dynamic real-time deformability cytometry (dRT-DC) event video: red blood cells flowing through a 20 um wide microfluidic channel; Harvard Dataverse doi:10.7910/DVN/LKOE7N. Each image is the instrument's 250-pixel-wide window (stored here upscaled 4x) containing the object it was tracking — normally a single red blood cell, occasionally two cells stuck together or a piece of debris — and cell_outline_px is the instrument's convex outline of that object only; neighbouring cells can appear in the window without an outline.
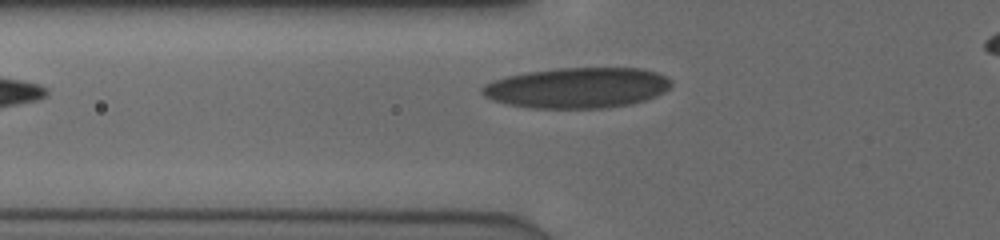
{"species": "human", "species_latin": "Homo sapiens", "temperature_condition": "cold", "stored_images_in_passage": 28, "camera_frame_rate_fps": 3000, "um_per_image_px": 0.085, "donor": {"sex": "male"}, "frame": {"image": 1, "passage_image": 2, "time_ms": 0.333, "image_size_px": [1000, 240], "cell_outline_px": [[672, 84], [664, 92], [656, 96], [632, 104], [604, 108], [532, 108], [508, 104], [492, 100], [484, 96], [480, 92], [480, 88], [484, 84], [492, 80], [508, 76], [528, 72], [556, 68], [640, 68], [656, 72], [672, 80]], "centroid_in_image_um": [49.05, 7.46], "position_along_channel_um": 76.7, "area_um2": 44.8}}
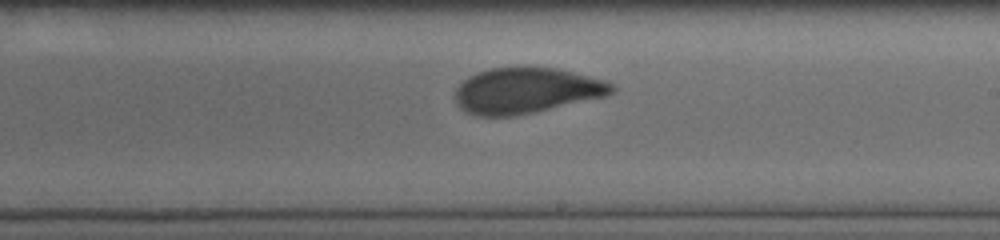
{"frame": {"image": 2, "passage_image": 15, "time_ms": 4.667, "image_size_px": [1000, 240], "cell_outline_px": [[616, 88], [612, 92], [604, 96], [532, 112], [512, 116], [476, 116], [464, 112], [456, 104], [452, 96], [456, 88], [468, 76], [476, 72], [492, 68], [520, 64], [556, 68], [604, 80], [612, 84]], "centroid_in_image_um": [44.63, 7.66], "position_along_channel_um": 244.4, "area_um2": 42.25}}
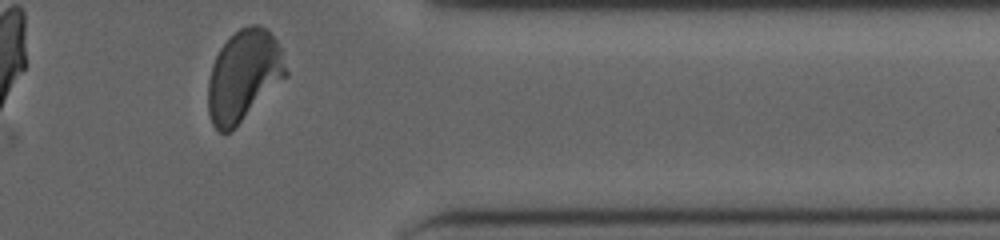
{"frame": {"image": 3, "passage_image": 27, "time_ms": 8.667, "image_size_px": [1000, 240], "cell_outline_px": [[288, 76], [228, 132], [220, 132], [212, 124], [208, 112], [208, 80], [212, 64], [220, 48], [240, 28], [252, 24], [260, 24], [276, 40], [280, 48], [288, 72]], "centroid_in_image_um": [20.71, 6.41], "position_along_channel_um": 390.7, "area_um2": 40.63}, "authors_computed_cell_mechanics": {"area_um2": 42.194, "velocity_mm_per_s": 3.8755, "shape_relaxation_time_tau1_ms": 4.7258, "shape_relaxation_time_tau2_ms": 0.716, "deformation_change_tau1": 0.1478, "deformation_change_tau2": 0.0642}}